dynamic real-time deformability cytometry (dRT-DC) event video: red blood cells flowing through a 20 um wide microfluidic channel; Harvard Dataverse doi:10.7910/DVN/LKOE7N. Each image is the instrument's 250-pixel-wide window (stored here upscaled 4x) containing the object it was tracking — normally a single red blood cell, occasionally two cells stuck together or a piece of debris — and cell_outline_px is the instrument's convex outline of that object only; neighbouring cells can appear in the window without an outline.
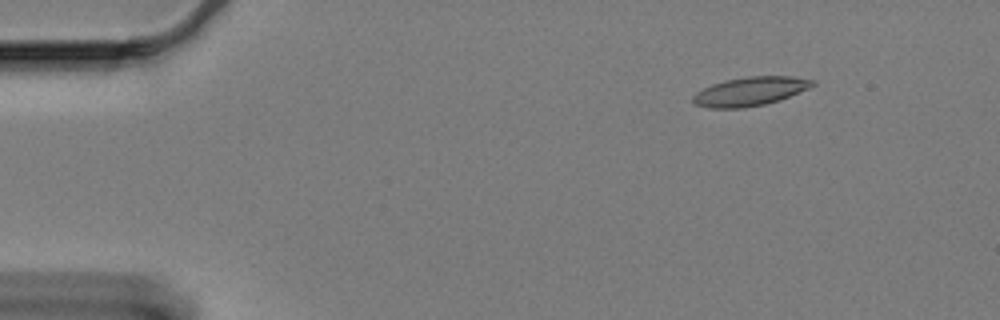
{"species": "Egyptian fruit bat (a non-hibernating species)", "species_latin": "Rousettus aegyptiacus", "temperature_condition": "cold", "stored_images_in_passage": 54, "camera_frame_rate_fps": 3000, "um_per_image_px": 0.085, "animal": {"sex": "female"}, "frame": {"image": 1, "passage_image": 1, "time_ms": 0.0, "image_size_px": [1000, 320], "cell_outline_px": [[816, 84], [808, 88], [780, 100], [764, 104], [744, 108], [708, 108], [696, 104], [692, 100], [692, 96], [696, 92], [712, 84], [724, 80], [748, 76], [792, 76], [816, 80]], "centroid_in_image_um": [63.76, 7.76], "position_along_channel_um": 21.2, "area_um2": 20.11}}
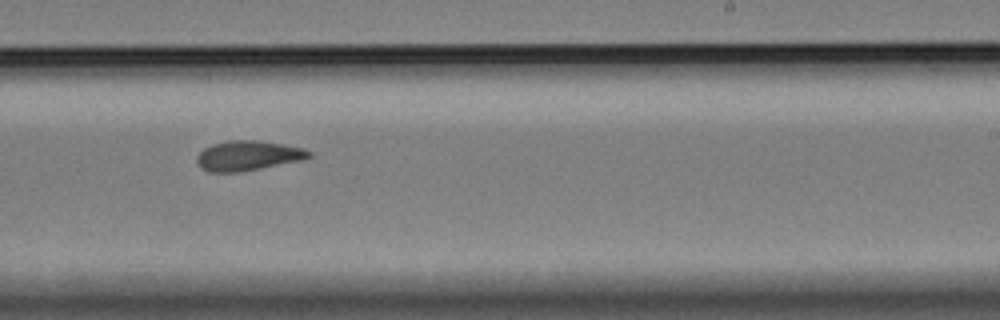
{"frame": {"image": 2, "passage_image": 31, "time_ms": 10.0, "image_size_px": [1000, 320], "cell_outline_px": [[312, 156], [304, 160], [240, 172], [208, 172], [200, 168], [196, 160], [196, 156], [204, 148], [212, 144], [228, 140], [256, 140], [304, 148], [312, 152]], "centroid_in_image_um": [21.07, 13.24], "position_along_channel_um": 267.9, "area_um2": 19.65}}
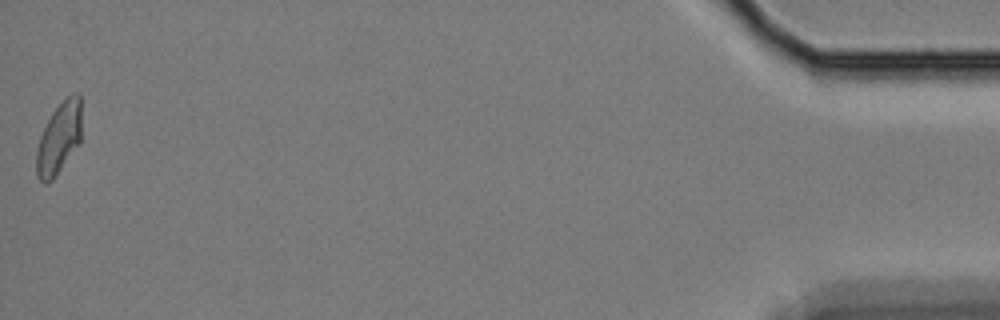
{"frame": {"image": 3, "passage_image": 54, "time_ms": 17.667, "image_size_px": [1000, 320], "cell_outline_px": [[80, 144], [56, 176], [52, 180], [44, 184], [36, 176], [36, 152], [40, 136], [52, 112], [72, 92], [80, 92]], "centroid_in_image_um": [5.01, 11.78], "position_along_channel_um": 430.2, "area_um2": 18.84}, "authors_computed_cell_mechanics": {"area_um2": 19.3052, "velocity_mm_per_s": 3.2963, "shape_relaxation_time_tau1_ms": 9.2464, "shape_relaxation_time_tau2_ms": 3.3082, "deformation_change_tau1": 0.19, "deformation_change_tau2": 0.1039}}